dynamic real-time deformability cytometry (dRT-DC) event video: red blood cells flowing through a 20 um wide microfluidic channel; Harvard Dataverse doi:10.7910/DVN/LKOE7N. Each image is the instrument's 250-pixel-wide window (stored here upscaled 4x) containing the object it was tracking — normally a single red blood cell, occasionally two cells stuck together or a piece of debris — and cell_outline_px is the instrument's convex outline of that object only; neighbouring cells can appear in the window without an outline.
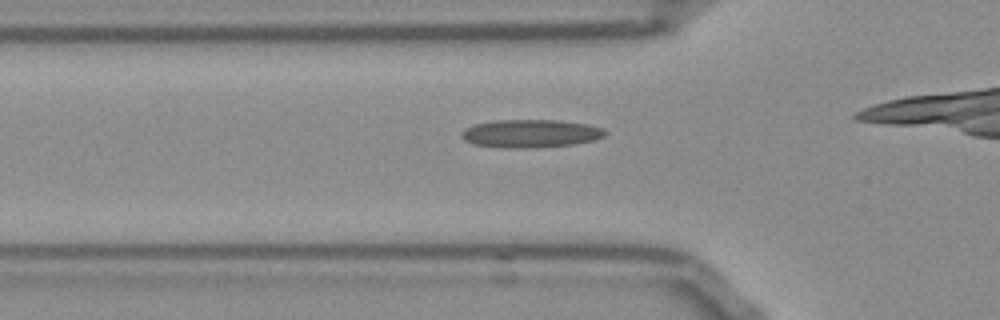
{"species": "Egyptian fruit bat (a non-hibernating species)", "species_latin": "Rousettus aegyptiacus", "temperature_condition": "room temperature", "stored_images_in_passage": 35, "camera_frame_rate_fps": 3000, "um_per_image_px": 0.085, "frame": {"image": 1, "passage_image": 11, "time_ms": 3.333, "image_size_px": [1000, 320], "cell_outline_px": [[608, 132], [604, 136], [592, 140], [576, 144], [544, 148], [500, 148], [472, 144], [464, 140], [460, 136], [460, 132], [464, 128], [476, 124], [492, 120], [560, 120], [588, 124], [604, 128]], "centroid_in_image_um": [45.09, 11.36], "position_along_channel_um": 80.7, "area_um2": 24.04}}